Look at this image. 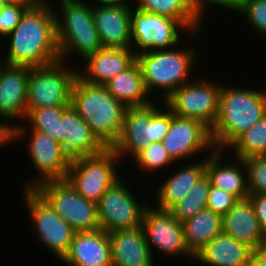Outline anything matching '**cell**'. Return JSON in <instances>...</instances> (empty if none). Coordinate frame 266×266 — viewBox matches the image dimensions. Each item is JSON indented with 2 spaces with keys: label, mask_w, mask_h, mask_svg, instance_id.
Wrapping results in <instances>:
<instances>
[{
  "label": "cell",
  "mask_w": 266,
  "mask_h": 266,
  "mask_svg": "<svg viewBox=\"0 0 266 266\" xmlns=\"http://www.w3.org/2000/svg\"><path fill=\"white\" fill-rule=\"evenodd\" d=\"M181 167V168H180ZM176 167V173L160 181L155 192V208L169 210L174 204L189 195L196 183L206 174V158L186 166ZM179 168V169H178Z\"/></svg>",
  "instance_id": "obj_24"
},
{
  "label": "cell",
  "mask_w": 266,
  "mask_h": 266,
  "mask_svg": "<svg viewBox=\"0 0 266 266\" xmlns=\"http://www.w3.org/2000/svg\"><path fill=\"white\" fill-rule=\"evenodd\" d=\"M68 107H47L39 109H27L25 120L28 126L51 136L60 144L63 143L62 117Z\"/></svg>",
  "instance_id": "obj_32"
},
{
  "label": "cell",
  "mask_w": 266,
  "mask_h": 266,
  "mask_svg": "<svg viewBox=\"0 0 266 266\" xmlns=\"http://www.w3.org/2000/svg\"><path fill=\"white\" fill-rule=\"evenodd\" d=\"M77 76L78 71L66 67L62 60L29 67L27 109L69 107Z\"/></svg>",
  "instance_id": "obj_7"
},
{
  "label": "cell",
  "mask_w": 266,
  "mask_h": 266,
  "mask_svg": "<svg viewBox=\"0 0 266 266\" xmlns=\"http://www.w3.org/2000/svg\"><path fill=\"white\" fill-rule=\"evenodd\" d=\"M142 228L152 256L155 247L154 250L157 248L167 257H195L187 247L182 223L168 210L148 206L143 215Z\"/></svg>",
  "instance_id": "obj_14"
},
{
  "label": "cell",
  "mask_w": 266,
  "mask_h": 266,
  "mask_svg": "<svg viewBox=\"0 0 266 266\" xmlns=\"http://www.w3.org/2000/svg\"><path fill=\"white\" fill-rule=\"evenodd\" d=\"M12 144V130L4 122H0V147Z\"/></svg>",
  "instance_id": "obj_42"
},
{
  "label": "cell",
  "mask_w": 266,
  "mask_h": 266,
  "mask_svg": "<svg viewBox=\"0 0 266 266\" xmlns=\"http://www.w3.org/2000/svg\"><path fill=\"white\" fill-rule=\"evenodd\" d=\"M222 216L210 209H204L182 223L185 241L195 256L212 239L222 233Z\"/></svg>",
  "instance_id": "obj_28"
},
{
  "label": "cell",
  "mask_w": 266,
  "mask_h": 266,
  "mask_svg": "<svg viewBox=\"0 0 266 266\" xmlns=\"http://www.w3.org/2000/svg\"><path fill=\"white\" fill-rule=\"evenodd\" d=\"M5 4H35L32 0H4Z\"/></svg>",
  "instance_id": "obj_44"
},
{
  "label": "cell",
  "mask_w": 266,
  "mask_h": 266,
  "mask_svg": "<svg viewBox=\"0 0 266 266\" xmlns=\"http://www.w3.org/2000/svg\"><path fill=\"white\" fill-rule=\"evenodd\" d=\"M191 4L196 17L202 23L204 21L203 17L206 16L205 14L207 13L206 11L209 5L212 4L217 7L219 6L220 8H225L226 10L228 9L238 12L241 0H191Z\"/></svg>",
  "instance_id": "obj_39"
},
{
  "label": "cell",
  "mask_w": 266,
  "mask_h": 266,
  "mask_svg": "<svg viewBox=\"0 0 266 266\" xmlns=\"http://www.w3.org/2000/svg\"><path fill=\"white\" fill-rule=\"evenodd\" d=\"M238 200L239 199L233 194L211 186L208 195L207 209L223 217Z\"/></svg>",
  "instance_id": "obj_38"
},
{
  "label": "cell",
  "mask_w": 266,
  "mask_h": 266,
  "mask_svg": "<svg viewBox=\"0 0 266 266\" xmlns=\"http://www.w3.org/2000/svg\"><path fill=\"white\" fill-rule=\"evenodd\" d=\"M75 232L100 229L97 204L65 180H49L33 188Z\"/></svg>",
  "instance_id": "obj_9"
},
{
  "label": "cell",
  "mask_w": 266,
  "mask_h": 266,
  "mask_svg": "<svg viewBox=\"0 0 266 266\" xmlns=\"http://www.w3.org/2000/svg\"><path fill=\"white\" fill-rule=\"evenodd\" d=\"M28 79L29 66L0 61V119L11 130L27 116Z\"/></svg>",
  "instance_id": "obj_16"
},
{
  "label": "cell",
  "mask_w": 266,
  "mask_h": 266,
  "mask_svg": "<svg viewBox=\"0 0 266 266\" xmlns=\"http://www.w3.org/2000/svg\"><path fill=\"white\" fill-rule=\"evenodd\" d=\"M260 228L266 236V194H249Z\"/></svg>",
  "instance_id": "obj_40"
},
{
  "label": "cell",
  "mask_w": 266,
  "mask_h": 266,
  "mask_svg": "<svg viewBox=\"0 0 266 266\" xmlns=\"http://www.w3.org/2000/svg\"><path fill=\"white\" fill-rule=\"evenodd\" d=\"M92 4L93 17L103 48L131 49V11L135 6Z\"/></svg>",
  "instance_id": "obj_17"
},
{
  "label": "cell",
  "mask_w": 266,
  "mask_h": 266,
  "mask_svg": "<svg viewBox=\"0 0 266 266\" xmlns=\"http://www.w3.org/2000/svg\"><path fill=\"white\" fill-rule=\"evenodd\" d=\"M210 188V179L205 174L199 179L189 195L174 204L168 211L180 223L185 222L199 211L207 209Z\"/></svg>",
  "instance_id": "obj_31"
},
{
  "label": "cell",
  "mask_w": 266,
  "mask_h": 266,
  "mask_svg": "<svg viewBox=\"0 0 266 266\" xmlns=\"http://www.w3.org/2000/svg\"><path fill=\"white\" fill-rule=\"evenodd\" d=\"M223 152V150H214L206 156V175L210 179L211 186L229 192L238 199L248 198L247 167L244 160L234 158L235 161L227 164ZM224 160L226 162H223Z\"/></svg>",
  "instance_id": "obj_20"
},
{
  "label": "cell",
  "mask_w": 266,
  "mask_h": 266,
  "mask_svg": "<svg viewBox=\"0 0 266 266\" xmlns=\"http://www.w3.org/2000/svg\"><path fill=\"white\" fill-rule=\"evenodd\" d=\"M237 13L245 15L249 27L266 37V0H242Z\"/></svg>",
  "instance_id": "obj_35"
},
{
  "label": "cell",
  "mask_w": 266,
  "mask_h": 266,
  "mask_svg": "<svg viewBox=\"0 0 266 266\" xmlns=\"http://www.w3.org/2000/svg\"><path fill=\"white\" fill-rule=\"evenodd\" d=\"M22 192L32 230L41 244L62 261L76 232L34 189H23Z\"/></svg>",
  "instance_id": "obj_11"
},
{
  "label": "cell",
  "mask_w": 266,
  "mask_h": 266,
  "mask_svg": "<svg viewBox=\"0 0 266 266\" xmlns=\"http://www.w3.org/2000/svg\"><path fill=\"white\" fill-rule=\"evenodd\" d=\"M265 114V90L229 87L223 83L219 96V114L210 129L215 150L229 151L228 147Z\"/></svg>",
  "instance_id": "obj_2"
},
{
  "label": "cell",
  "mask_w": 266,
  "mask_h": 266,
  "mask_svg": "<svg viewBox=\"0 0 266 266\" xmlns=\"http://www.w3.org/2000/svg\"><path fill=\"white\" fill-rule=\"evenodd\" d=\"M135 61L136 54L132 49L102 48L82 61L86 63L83 69L78 70V76L88 83L105 85Z\"/></svg>",
  "instance_id": "obj_19"
},
{
  "label": "cell",
  "mask_w": 266,
  "mask_h": 266,
  "mask_svg": "<svg viewBox=\"0 0 266 266\" xmlns=\"http://www.w3.org/2000/svg\"><path fill=\"white\" fill-rule=\"evenodd\" d=\"M62 136L61 146L70 160L94 156L106 149L71 105L63 113Z\"/></svg>",
  "instance_id": "obj_21"
},
{
  "label": "cell",
  "mask_w": 266,
  "mask_h": 266,
  "mask_svg": "<svg viewBox=\"0 0 266 266\" xmlns=\"http://www.w3.org/2000/svg\"><path fill=\"white\" fill-rule=\"evenodd\" d=\"M150 144V105L127 108L121 134L112 149L122 161L132 159Z\"/></svg>",
  "instance_id": "obj_23"
},
{
  "label": "cell",
  "mask_w": 266,
  "mask_h": 266,
  "mask_svg": "<svg viewBox=\"0 0 266 266\" xmlns=\"http://www.w3.org/2000/svg\"><path fill=\"white\" fill-rule=\"evenodd\" d=\"M53 4H35L22 15L19 24L5 37L7 50L0 61L11 65L44 66L60 60ZM9 44V45H8ZM9 47V48H8Z\"/></svg>",
  "instance_id": "obj_1"
},
{
  "label": "cell",
  "mask_w": 266,
  "mask_h": 266,
  "mask_svg": "<svg viewBox=\"0 0 266 266\" xmlns=\"http://www.w3.org/2000/svg\"><path fill=\"white\" fill-rule=\"evenodd\" d=\"M112 266H155L142 226L109 233Z\"/></svg>",
  "instance_id": "obj_22"
},
{
  "label": "cell",
  "mask_w": 266,
  "mask_h": 266,
  "mask_svg": "<svg viewBox=\"0 0 266 266\" xmlns=\"http://www.w3.org/2000/svg\"><path fill=\"white\" fill-rule=\"evenodd\" d=\"M194 49L191 45L184 49L174 47L170 50L145 51L136 55L149 96H152L154 89H162L164 101L176 89L192 80L189 77L194 71L192 69L197 59Z\"/></svg>",
  "instance_id": "obj_5"
},
{
  "label": "cell",
  "mask_w": 266,
  "mask_h": 266,
  "mask_svg": "<svg viewBox=\"0 0 266 266\" xmlns=\"http://www.w3.org/2000/svg\"><path fill=\"white\" fill-rule=\"evenodd\" d=\"M133 161L137 164V167H140L141 171L144 170L146 173H157V170H163L176 163L170 157L162 142L148 144L144 150L133 158Z\"/></svg>",
  "instance_id": "obj_33"
},
{
  "label": "cell",
  "mask_w": 266,
  "mask_h": 266,
  "mask_svg": "<svg viewBox=\"0 0 266 266\" xmlns=\"http://www.w3.org/2000/svg\"><path fill=\"white\" fill-rule=\"evenodd\" d=\"M133 8L130 26L132 50L136 55L145 51L170 50L183 41L180 36L183 31L190 34L178 20Z\"/></svg>",
  "instance_id": "obj_12"
},
{
  "label": "cell",
  "mask_w": 266,
  "mask_h": 266,
  "mask_svg": "<svg viewBox=\"0 0 266 266\" xmlns=\"http://www.w3.org/2000/svg\"><path fill=\"white\" fill-rule=\"evenodd\" d=\"M83 0H59L61 15L56 16V37L60 60L69 62V56L85 59L102 49L93 6ZM91 5V6H90ZM61 16V17H60Z\"/></svg>",
  "instance_id": "obj_4"
},
{
  "label": "cell",
  "mask_w": 266,
  "mask_h": 266,
  "mask_svg": "<svg viewBox=\"0 0 266 266\" xmlns=\"http://www.w3.org/2000/svg\"><path fill=\"white\" fill-rule=\"evenodd\" d=\"M35 4H52L49 0H32Z\"/></svg>",
  "instance_id": "obj_45"
},
{
  "label": "cell",
  "mask_w": 266,
  "mask_h": 266,
  "mask_svg": "<svg viewBox=\"0 0 266 266\" xmlns=\"http://www.w3.org/2000/svg\"><path fill=\"white\" fill-rule=\"evenodd\" d=\"M252 258V248L223 232L194 257L207 266H252Z\"/></svg>",
  "instance_id": "obj_26"
},
{
  "label": "cell",
  "mask_w": 266,
  "mask_h": 266,
  "mask_svg": "<svg viewBox=\"0 0 266 266\" xmlns=\"http://www.w3.org/2000/svg\"><path fill=\"white\" fill-rule=\"evenodd\" d=\"M249 194H266V155L244 159Z\"/></svg>",
  "instance_id": "obj_34"
},
{
  "label": "cell",
  "mask_w": 266,
  "mask_h": 266,
  "mask_svg": "<svg viewBox=\"0 0 266 266\" xmlns=\"http://www.w3.org/2000/svg\"><path fill=\"white\" fill-rule=\"evenodd\" d=\"M35 4H5L0 9V37H7L19 24L24 12Z\"/></svg>",
  "instance_id": "obj_37"
},
{
  "label": "cell",
  "mask_w": 266,
  "mask_h": 266,
  "mask_svg": "<svg viewBox=\"0 0 266 266\" xmlns=\"http://www.w3.org/2000/svg\"><path fill=\"white\" fill-rule=\"evenodd\" d=\"M105 86L108 92L127 108L145 107L154 101H151L152 98L145 89L141 68L137 61L125 71L115 75Z\"/></svg>",
  "instance_id": "obj_27"
},
{
  "label": "cell",
  "mask_w": 266,
  "mask_h": 266,
  "mask_svg": "<svg viewBox=\"0 0 266 266\" xmlns=\"http://www.w3.org/2000/svg\"><path fill=\"white\" fill-rule=\"evenodd\" d=\"M222 232L253 250L266 241L250 198L239 199L222 217Z\"/></svg>",
  "instance_id": "obj_25"
},
{
  "label": "cell",
  "mask_w": 266,
  "mask_h": 266,
  "mask_svg": "<svg viewBox=\"0 0 266 266\" xmlns=\"http://www.w3.org/2000/svg\"><path fill=\"white\" fill-rule=\"evenodd\" d=\"M252 266H266V241L253 250Z\"/></svg>",
  "instance_id": "obj_41"
},
{
  "label": "cell",
  "mask_w": 266,
  "mask_h": 266,
  "mask_svg": "<svg viewBox=\"0 0 266 266\" xmlns=\"http://www.w3.org/2000/svg\"><path fill=\"white\" fill-rule=\"evenodd\" d=\"M134 5L137 9L178 20L192 33L191 36L203 26L194 13L191 0H136Z\"/></svg>",
  "instance_id": "obj_29"
},
{
  "label": "cell",
  "mask_w": 266,
  "mask_h": 266,
  "mask_svg": "<svg viewBox=\"0 0 266 266\" xmlns=\"http://www.w3.org/2000/svg\"><path fill=\"white\" fill-rule=\"evenodd\" d=\"M202 79V80H201ZM182 85L176 89L163 104L174 115L195 119L211 129L219 114V96L222 84H215L202 77Z\"/></svg>",
  "instance_id": "obj_10"
},
{
  "label": "cell",
  "mask_w": 266,
  "mask_h": 266,
  "mask_svg": "<svg viewBox=\"0 0 266 266\" xmlns=\"http://www.w3.org/2000/svg\"><path fill=\"white\" fill-rule=\"evenodd\" d=\"M162 144L170 157L175 161H185L199 153L210 149L215 150L210 129L202 122L182 118L174 115L171 111V124L167 134L163 137Z\"/></svg>",
  "instance_id": "obj_15"
},
{
  "label": "cell",
  "mask_w": 266,
  "mask_h": 266,
  "mask_svg": "<svg viewBox=\"0 0 266 266\" xmlns=\"http://www.w3.org/2000/svg\"><path fill=\"white\" fill-rule=\"evenodd\" d=\"M120 158L112 148L94 156L72 159L66 180L84 198L98 203L106 191L121 178ZM116 164V165H115Z\"/></svg>",
  "instance_id": "obj_6"
},
{
  "label": "cell",
  "mask_w": 266,
  "mask_h": 266,
  "mask_svg": "<svg viewBox=\"0 0 266 266\" xmlns=\"http://www.w3.org/2000/svg\"><path fill=\"white\" fill-rule=\"evenodd\" d=\"M154 102L150 104V143L162 142L171 124V110L164 104V111Z\"/></svg>",
  "instance_id": "obj_36"
},
{
  "label": "cell",
  "mask_w": 266,
  "mask_h": 266,
  "mask_svg": "<svg viewBox=\"0 0 266 266\" xmlns=\"http://www.w3.org/2000/svg\"><path fill=\"white\" fill-rule=\"evenodd\" d=\"M234 158L246 159L266 155V114L242 133L230 146Z\"/></svg>",
  "instance_id": "obj_30"
},
{
  "label": "cell",
  "mask_w": 266,
  "mask_h": 266,
  "mask_svg": "<svg viewBox=\"0 0 266 266\" xmlns=\"http://www.w3.org/2000/svg\"><path fill=\"white\" fill-rule=\"evenodd\" d=\"M95 3H98L100 5H121V4H129L132 0H94Z\"/></svg>",
  "instance_id": "obj_43"
},
{
  "label": "cell",
  "mask_w": 266,
  "mask_h": 266,
  "mask_svg": "<svg viewBox=\"0 0 266 266\" xmlns=\"http://www.w3.org/2000/svg\"><path fill=\"white\" fill-rule=\"evenodd\" d=\"M22 122L12 129V143L24 140L29 133V137L26 138H30L26 144L28 157L40 174L37 179H27L23 182V189H33L49 180H65L71 160L63 152L61 144L51 136L23 125L25 123Z\"/></svg>",
  "instance_id": "obj_8"
},
{
  "label": "cell",
  "mask_w": 266,
  "mask_h": 266,
  "mask_svg": "<svg viewBox=\"0 0 266 266\" xmlns=\"http://www.w3.org/2000/svg\"><path fill=\"white\" fill-rule=\"evenodd\" d=\"M62 262L69 266H112L109 234L101 228L76 232Z\"/></svg>",
  "instance_id": "obj_18"
},
{
  "label": "cell",
  "mask_w": 266,
  "mask_h": 266,
  "mask_svg": "<svg viewBox=\"0 0 266 266\" xmlns=\"http://www.w3.org/2000/svg\"><path fill=\"white\" fill-rule=\"evenodd\" d=\"M129 189L120 178L97 203L100 228L108 234L142 226L143 215L149 205L139 202Z\"/></svg>",
  "instance_id": "obj_13"
},
{
  "label": "cell",
  "mask_w": 266,
  "mask_h": 266,
  "mask_svg": "<svg viewBox=\"0 0 266 266\" xmlns=\"http://www.w3.org/2000/svg\"><path fill=\"white\" fill-rule=\"evenodd\" d=\"M5 5L4 0H0V9Z\"/></svg>",
  "instance_id": "obj_46"
},
{
  "label": "cell",
  "mask_w": 266,
  "mask_h": 266,
  "mask_svg": "<svg viewBox=\"0 0 266 266\" xmlns=\"http://www.w3.org/2000/svg\"><path fill=\"white\" fill-rule=\"evenodd\" d=\"M70 105L88 124L92 133L106 147L118 140L127 107L115 99L105 85H95L76 77Z\"/></svg>",
  "instance_id": "obj_3"
}]
</instances>
